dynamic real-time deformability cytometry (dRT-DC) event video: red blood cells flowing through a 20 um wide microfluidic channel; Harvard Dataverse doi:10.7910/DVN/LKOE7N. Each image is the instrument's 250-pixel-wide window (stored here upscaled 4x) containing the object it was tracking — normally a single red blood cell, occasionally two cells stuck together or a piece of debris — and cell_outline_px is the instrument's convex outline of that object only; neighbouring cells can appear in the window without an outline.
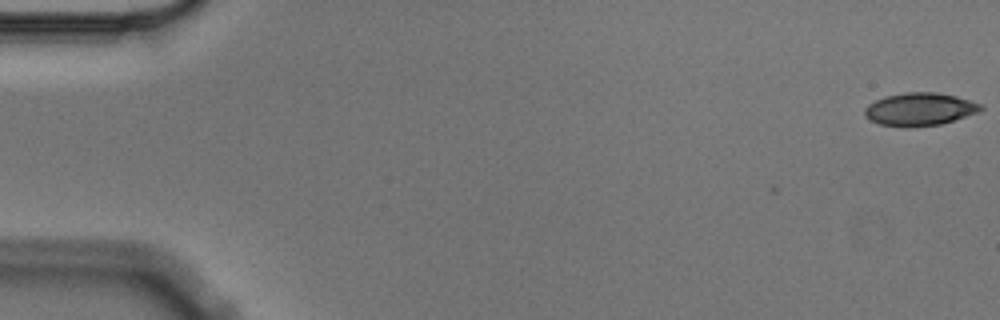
{"species": "Egyptian fruit bat (a non-hibernating species)", "species_latin": "Rousettus aegyptiacus", "temperature_condition": "cold", "stored_images_in_passage": 5, "camera_frame_rate_fps": 3000, "um_per_image_px": 0.085, "animal": {"sex": "male"}, "frame": {"image": 1, "passage_image": 1, "time_ms": 0.0, "image_size_px": [1000, 320], "cell_outline_px": [[984, 108], [980, 112], [940, 124], [908, 128], [904, 128], [880, 124], [864, 116], [864, 108], [868, 104], [884, 96], [904, 92], [936, 92], [956, 96], [984, 104]], "centroid_in_image_um": [78.19, 9.28], "position_along_channel_um": 6.8, "area_um2": 22.54}}
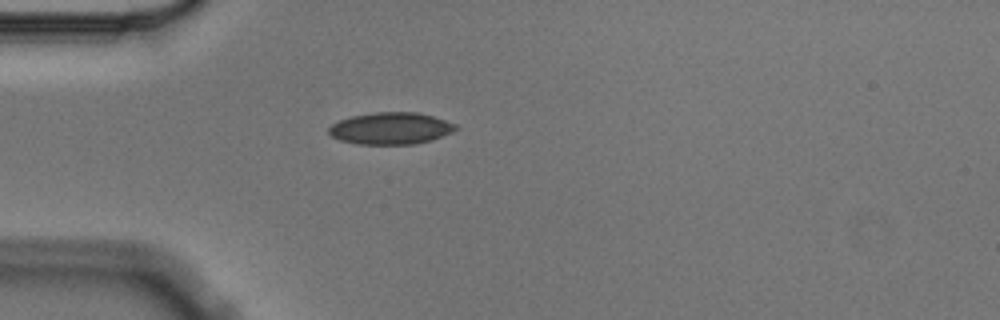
{"frame": {"image": 2, "passage_image": 5, "time_ms": 1.333, "image_size_px": [1000, 320], "cell_outline_px": [[460, 128], [452, 132], [432, 140], [416, 144], [356, 144], [340, 140], [332, 136], [328, 132], [328, 128], [332, 124], [340, 120], [352, 116], [376, 112], [416, 112], [432, 116], [456, 124]], "centroid_in_image_um": [33.22, 10.92], "position_along_channel_um": 51.8, "area_um2": 23.58}}